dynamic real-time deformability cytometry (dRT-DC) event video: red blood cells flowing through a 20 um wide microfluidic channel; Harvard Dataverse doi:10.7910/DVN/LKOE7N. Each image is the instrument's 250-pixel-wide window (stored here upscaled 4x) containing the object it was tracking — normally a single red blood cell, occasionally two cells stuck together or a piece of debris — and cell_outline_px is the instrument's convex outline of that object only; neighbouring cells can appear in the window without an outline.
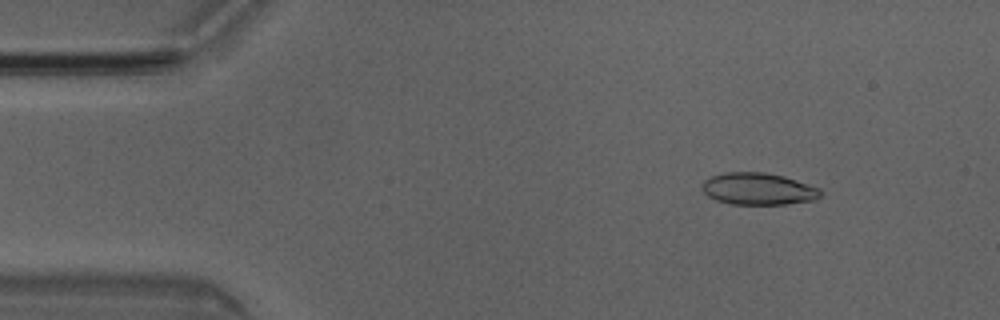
{"species": "Egyptian fruit bat (a non-hibernating species)", "species_latin": "Rousettus aegyptiacus", "temperature_condition": "room temperature", "stored_images_in_passage": 4, "camera_frame_rate_fps": 3000, "um_per_image_px": 0.085, "animal": {"sex": "male"}, "frame": {"image": 1, "passage_image": 1, "time_ms": 0.0, "image_size_px": [1000, 320], "cell_outline_px": [[824, 192], [816, 200], [784, 204], [732, 204], [716, 200], [708, 196], [704, 192], [700, 184], [704, 180], [712, 176], [724, 172], [764, 172], [784, 176], [820, 188]], "centroid_in_image_um": [64.46, 16.05], "position_along_channel_um": 20.5, "area_um2": 22.2}}
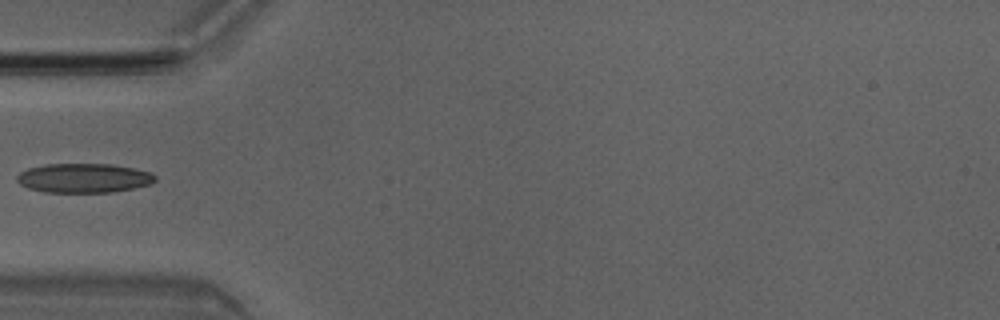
{"frame": {"image": 2, "passage_image": 4, "time_ms": 1.0, "image_size_px": [1000, 320], "cell_outline_px": [[156, 180], [152, 184], [112, 192], [44, 192], [28, 188], [20, 184], [16, 180], [16, 176], [20, 172], [28, 168], [44, 164], [112, 164], [136, 168], [152, 172], [156, 176]], "centroid_in_image_um": [7.14, 15.13], "position_along_channel_um": 77.9, "area_um2": 23.81}}